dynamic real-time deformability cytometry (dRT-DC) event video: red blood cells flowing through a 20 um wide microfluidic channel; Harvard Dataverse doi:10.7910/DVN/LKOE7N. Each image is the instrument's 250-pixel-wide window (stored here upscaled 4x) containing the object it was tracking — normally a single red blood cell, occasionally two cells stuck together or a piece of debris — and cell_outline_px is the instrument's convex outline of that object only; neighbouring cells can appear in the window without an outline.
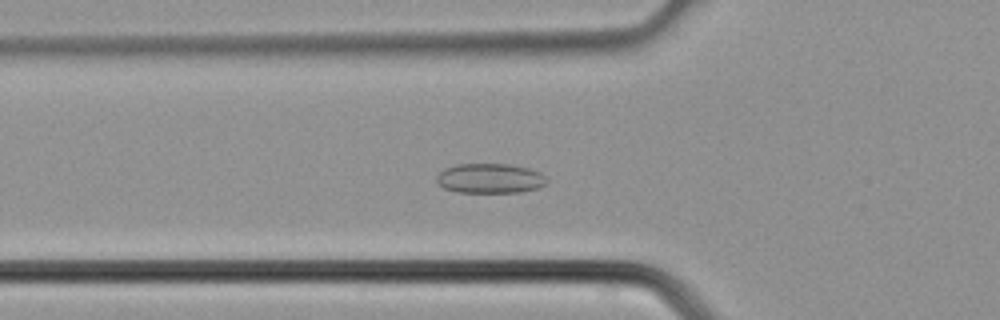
{"species": "common noctule bat (a hibernating species)", "species_latin": "Nyctalus noctula", "temperature_condition": "cold", "stored_images_in_passage": 39, "camera_frame_rate_fps": 3000, "um_per_image_px": 0.085, "animal": {"sex": "male", "body_mass_g": 21.5, "forearm_length_mm": 52.0}, "frame": {"image": 1, "passage_image": 14, "time_ms": 4.333, "image_size_px": [1000, 320], "cell_outline_px": [[548, 184], [540, 188], [520, 192], [456, 192], [444, 188], [436, 184], [436, 176], [444, 168], [456, 164], [508, 164], [528, 168], [540, 172], [548, 180]], "centroid_in_image_um": [41.65, 15.17], "position_along_channel_um": 84.2, "area_um2": 19.36}}
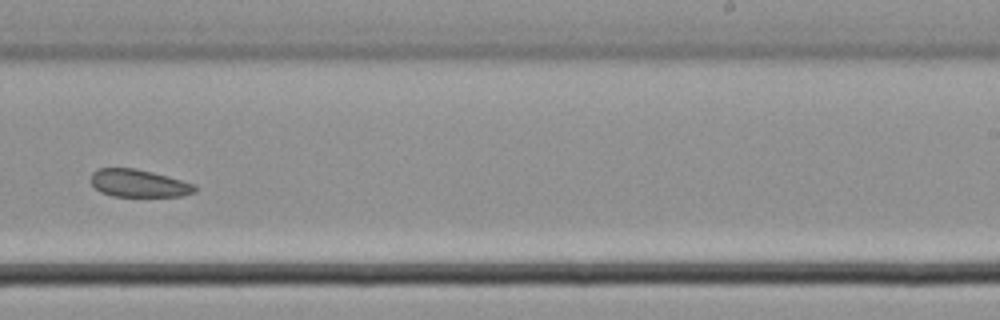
{"frame": {"image": 2, "passage_image": 25, "time_ms": 8.0, "image_size_px": [1000, 320], "cell_outline_px": [[196, 192], [180, 196], [112, 196], [100, 192], [92, 184], [92, 172], [100, 168], [136, 168], [168, 176], [196, 184]], "centroid_in_image_um": [11.81, 15.58], "position_along_channel_um": 277.2, "area_um2": 16.7}}
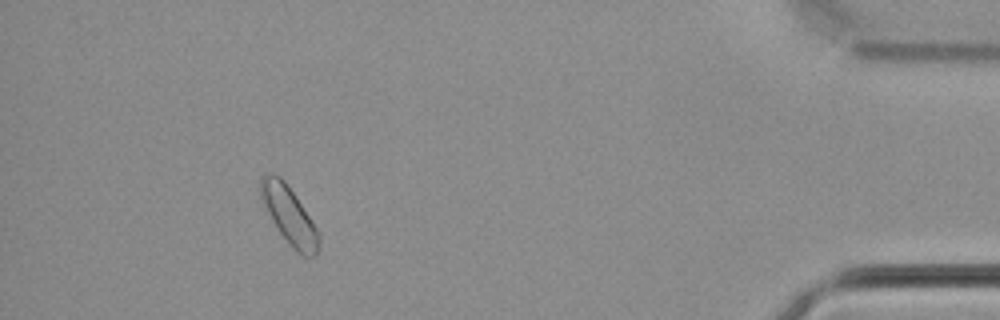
{"frame": {"image": 3, "passage_image": 36, "time_ms": 11.667, "image_size_px": [1000, 320], "cell_outline_px": [[320, 240], [316, 252], [312, 256], [300, 256], [288, 244], [272, 220], [260, 200], [260, 176], [272, 172], [280, 176], [284, 180], [316, 228], [320, 236]], "centroid_in_image_um": [24.53, 18.29], "position_along_channel_um": 410.7, "area_um2": 19.19}}